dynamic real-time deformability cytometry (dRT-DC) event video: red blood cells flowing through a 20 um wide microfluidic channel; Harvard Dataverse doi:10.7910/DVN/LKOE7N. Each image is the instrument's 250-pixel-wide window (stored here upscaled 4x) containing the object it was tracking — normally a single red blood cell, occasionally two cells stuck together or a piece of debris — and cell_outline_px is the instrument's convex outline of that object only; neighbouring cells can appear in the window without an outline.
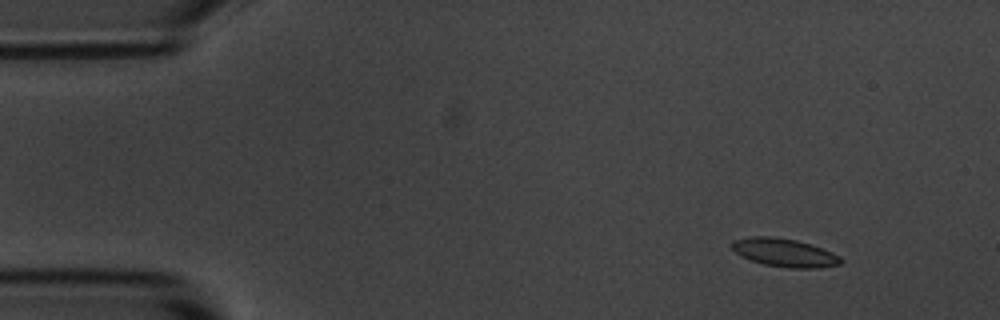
{"species": "common noctule bat (a hibernating species)", "species_latin": "Nyctalus noctula", "temperature_condition": "room temperature", "stored_images_in_passage": 51, "camera_frame_rate_fps": 3000, "um_per_image_px": 0.085, "animal": {"sex": "male", "body_mass_g": 20.1, "forearm_length_mm": 53.5}, "frame": {"image": 1, "passage_image": 1, "time_ms": 0.0, "image_size_px": [1000, 320], "cell_outline_px": [[844, 260], [840, 264], [820, 268], [788, 268], [764, 264], [740, 256], [732, 248], [732, 240], [752, 236], [772, 236], [796, 240], [820, 248], [840, 256]], "centroid_in_image_um": [66.67, 21.48], "position_along_channel_um": 18.3, "area_um2": 17.8}}
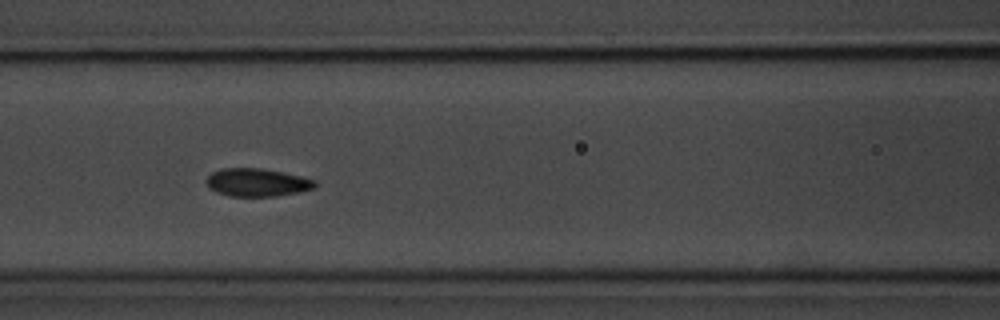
{"frame": {"image": 2, "passage_image": 19, "time_ms": 6.0, "image_size_px": [1000, 320], "cell_outline_px": [[316, 188], [300, 192], [276, 196], [228, 196], [216, 192], [208, 188], [204, 180], [212, 172], [224, 168], [260, 168], [284, 172], [316, 180]], "centroid_in_image_um": [21.84, 15.51], "position_along_channel_um": 144.8, "area_um2": 17.92}}
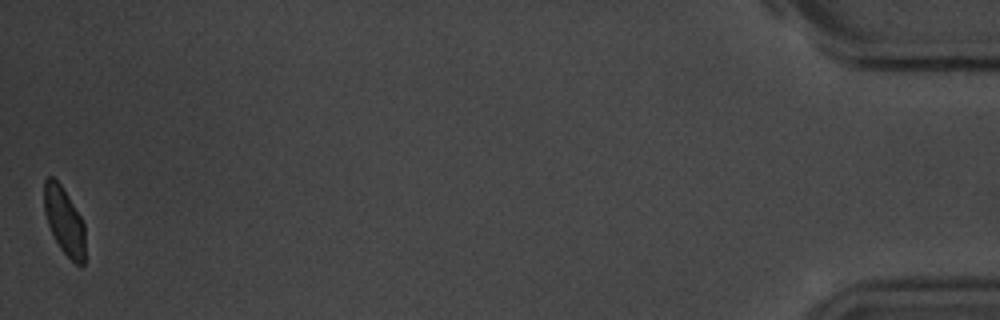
{"frame": {"image": 3, "passage_image": 51, "time_ms": 16.667, "image_size_px": [1000, 320], "cell_outline_px": [[84, 264], [80, 268], [60, 248], [48, 224], [44, 212], [44, 180], [48, 176], [52, 176], [60, 184], [80, 216], [84, 224]], "centroid_in_image_um": [5.45, 18.78], "position_along_channel_um": 429.7, "area_um2": 15.84}, "authors_computed_cell_mechanics": {"area_um2": 17.3978, "velocity_mm_per_s": 3.5743, "shape_relaxation_time_tau1_ms": 3.505, "shape_relaxation_time_tau2_ms": 0.9098, "deformation_change_tau1": 0.1237, "deformation_change_tau2": 0.0581}}